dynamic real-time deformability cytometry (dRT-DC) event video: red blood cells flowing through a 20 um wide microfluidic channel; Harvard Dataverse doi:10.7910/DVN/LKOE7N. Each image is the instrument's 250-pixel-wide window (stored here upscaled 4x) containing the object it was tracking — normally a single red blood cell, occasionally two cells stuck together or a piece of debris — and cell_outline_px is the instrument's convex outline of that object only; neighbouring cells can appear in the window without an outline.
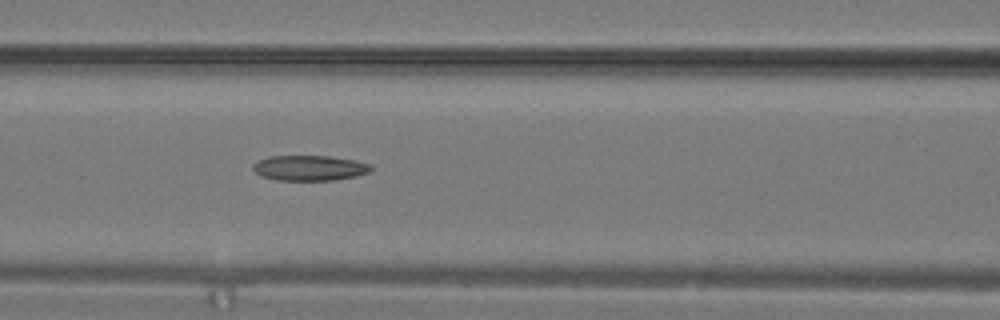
{"species": "common noctule bat (a hibernating species)", "species_latin": "Nyctalus noctula", "temperature_condition": "warm", "stored_images_in_passage": 13, "camera_frame_rate_fps": 3000, "um_per_image_px": 0.085, "animal": {"sex": "male", "body_mass_g": 19.2, "forearm_length_mm": 51.8}, "frame": {"image": 1, "passage_image": 13, "time_ms": 4.0, "image_size_px": [1000, 320], "cell_outline_px": [[372, 172], [356, 176], [332, 180], [276, 180], [260, 176], [252, 168], [252, 164], [268, 156], [332, 156], [356, 160], [372, 164]], "centroid_in_image_um": [26.35, 14.27], "position_along_channel_um": 140.3, "area_um2": 17.57}}